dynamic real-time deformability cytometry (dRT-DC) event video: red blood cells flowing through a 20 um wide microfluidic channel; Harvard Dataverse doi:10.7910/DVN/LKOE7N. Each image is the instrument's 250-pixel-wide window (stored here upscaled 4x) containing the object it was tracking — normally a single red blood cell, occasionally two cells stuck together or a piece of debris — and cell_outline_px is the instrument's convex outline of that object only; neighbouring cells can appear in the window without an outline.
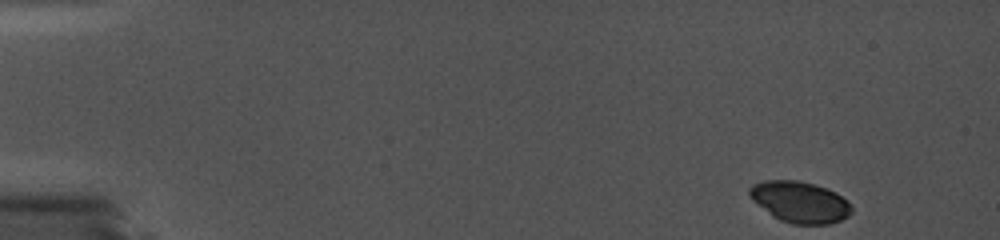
{"species": "common noctule bat (a hibernating species)", "species_latin": "Nyctalus noctula", "temperature_condition": "cold", "stored_images_in_passage": 25, "camera_frame_rate_fps": 5000, "um_per_image_px": 0.085, "animal": {"sex": "female", "body_mass_g": 19.0, "forearm_length_mm": 56.7}, "frame": {"image": 1, "passage_image": 1, "time_ms": 0.0, "image_size_px": [1000, 240], "cell_outline_px": [[852, 212], [848, 216], [840, 220], [828, 224], [792, 224], [780, 220], [772, 216], [756, 204], [748, 196], [748, 192], [756, 184], [772, 180], [792, 180], [812, 184], [824, 188], [840, 196], [852, 208]], "centroid_in_image_um": [67.96, 17.2], "position_along_channel_um": 17.0, "area_um2": 23.93}}
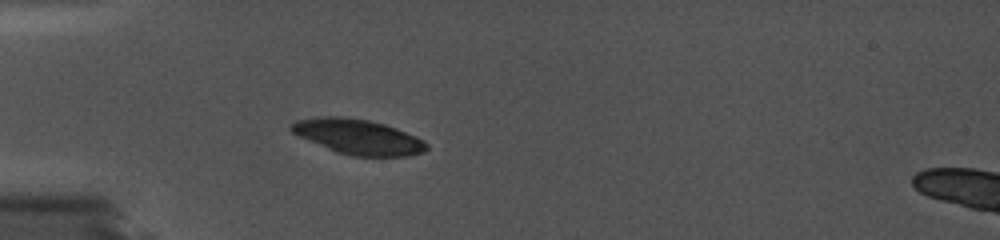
{"frame": {"image": 2, "passage_image": 22, "time_ms": 4.2, "image_size_px": [1000, 240], "cell_outline_px": [[428, 148], [424, 152], [408, 156], [352, 156], [336, 152], [308, 140], [292, 132], [292, 124], [296, 120], [324, 116], [344, 116], [368, 120], [384, 124], [396, 128], [428, 144]], "centroid_in_image_um": [30.43, 11.63], "position_along_channel_um": 54.6, "area_um2": 27.22}}